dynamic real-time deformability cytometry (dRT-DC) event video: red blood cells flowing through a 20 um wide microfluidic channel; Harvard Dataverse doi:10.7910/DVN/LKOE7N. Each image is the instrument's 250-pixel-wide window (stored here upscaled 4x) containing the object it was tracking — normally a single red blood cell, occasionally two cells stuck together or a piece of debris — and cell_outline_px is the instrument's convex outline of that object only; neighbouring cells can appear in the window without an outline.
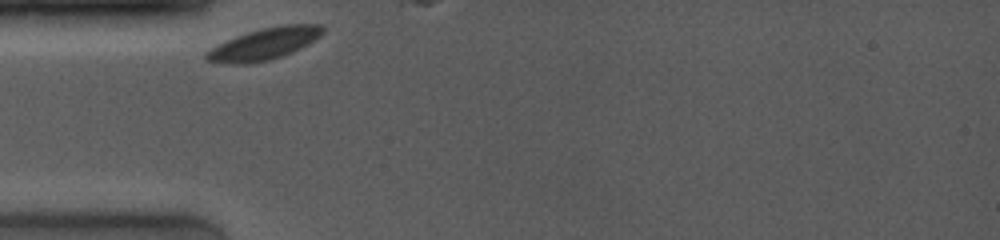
{"species": "common noctule bat (a hibernating species)", "species_latin": "Nyctalus noctula", "temperature_condition": "room temperature", "stored_images_in_passage": 6, "camera_frame_rate_fps": 4000, "um_per_image_px": 0.085, "animal": {"sex": "female", "body_mass_g": 19.0, "forearm_length_mm": 53.3}, "frame": {"image": 1, "passage_image": 1, "time_ms": 0.0, "image_size_px": [1000, 240], "cell_outline_px": [[324, 32], [320, 36], [308, 44], [292, 52], [268, 60], [240, 64], [232, 64], [204, 60], [204, 52], [236, 36], [248, 32], [280, 24], [320, 24], [324, 28]], "centroid_in_image_um": [22.48, 3.72], "position_along_channel_um": 62.5, "area_um2": 21.21}}